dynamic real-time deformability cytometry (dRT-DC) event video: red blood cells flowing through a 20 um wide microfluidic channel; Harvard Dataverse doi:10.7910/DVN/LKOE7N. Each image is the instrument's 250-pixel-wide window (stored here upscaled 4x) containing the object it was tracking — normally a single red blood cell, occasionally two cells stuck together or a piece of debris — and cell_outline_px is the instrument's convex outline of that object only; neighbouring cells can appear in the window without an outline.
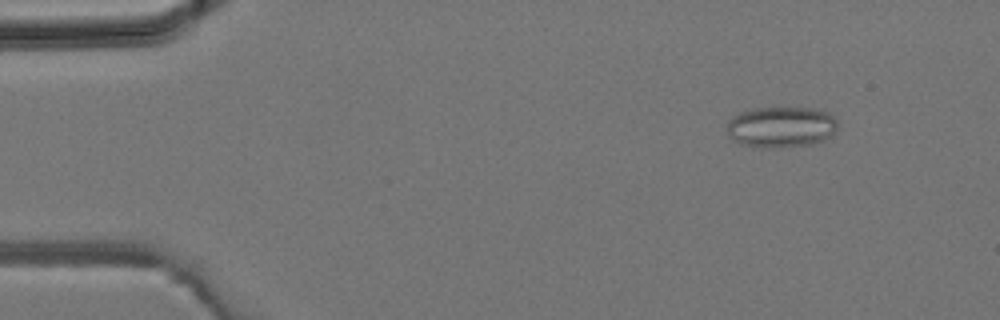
{"species": "common noctule bat (a hibernating species)", "species_latin": "Nyctalus noctula", "temperature_condition": "room temperature", "stored_images_in_passage": 42, "camera_frame_rate_fps": 3000, "um_per_image_px": 0.085, "animal": {"sex": "male", "body_mass_g": 19.2, "forearm_length_mm": 51.8}, "frame": {"image": 1, "passage_image": 5, "time_ms": 1.333, "image_size_px": [1000, 320], "cell_outline_px": [[836, 128], [832, 136], [824, 140], [812, 144], [772, 148], [764, 148], [740, 144], [732, 140], [728, 136], [728, 120], [732, 116], [740, 112], [752, 108], [812, 108], [828, 112], [836, 120]], "centroid_in_image_um": [66.37, 10.8], "position_along_channel_um": 18.6, "area_um2": 26.59}}
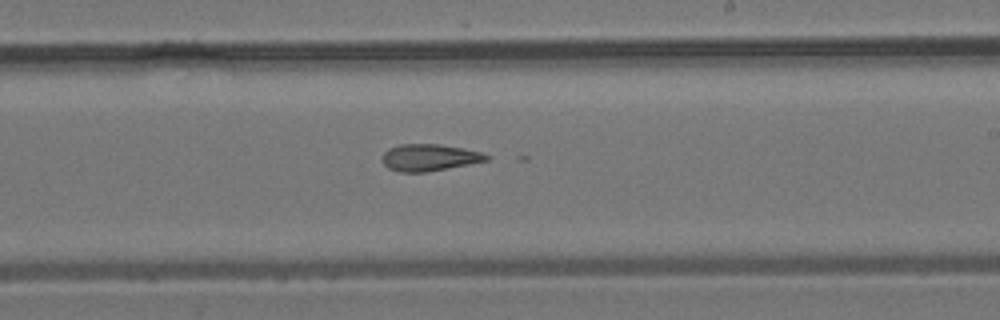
{"frame": {"image": 2, "passage_image": 25, "time_ms": 8.0, "image_size_px": [1000, 320], "cell_outline_px": [[488, 160], [468, 164], [424, 172], [400, 172], [388, 168], [380, 160], [384, 152], [388, 148], [400, 144], [440, 144], [464, 148], [480, 152], [488, 156]], "centroid_in_image_um": [36.43, 13.38], "position_along_channel_um": 252.6, "area_um2": 16.18}}
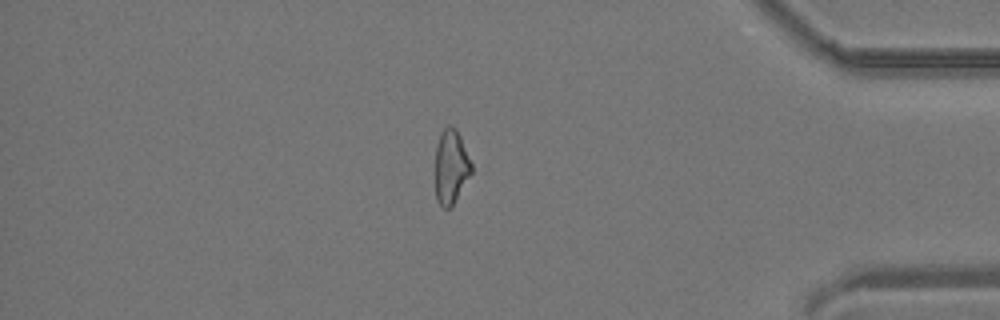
{"frame": {"image": 3, "passage_image": 36, "time_ms": 11.667, "image_size_px": [1000, 320], "cell_outline_px": [[472, 172], [452, 208], [444, 208], [436, 200], [436, 144], [444, 128], [448, 124], [452, 124], [456, 128], [460, 136], [472, 164]], "centroid_in_image_um": [38.34, 14.18], "position_along_channel_um": 396.9, "area_um2": 15.72}}